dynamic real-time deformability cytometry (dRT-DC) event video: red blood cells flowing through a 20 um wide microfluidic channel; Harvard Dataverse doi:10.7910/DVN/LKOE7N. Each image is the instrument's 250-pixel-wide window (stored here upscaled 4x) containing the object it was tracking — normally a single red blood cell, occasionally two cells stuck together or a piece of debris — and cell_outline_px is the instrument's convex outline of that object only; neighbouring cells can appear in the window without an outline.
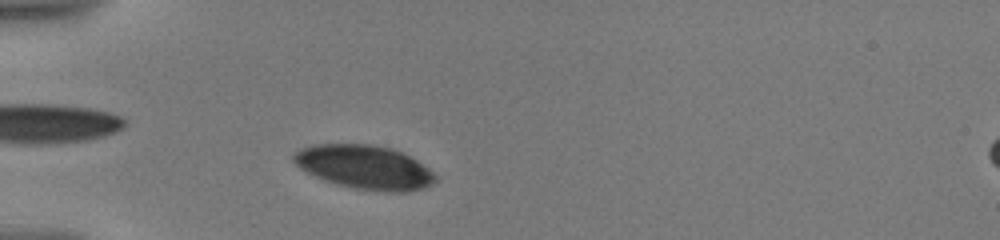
{"species": "human", "species_latin": "Homo sapiens", "temperature_condition": "warm", "stored_images_in_passage": 38, "camera_frame_rate_fps": 3000, "um_per_image_px": 0.085, "donor": {"sex": "male"}, "frame": {"image": 1, "passage_image": 6, "time_ms": 2.0, "image_size_px": [1000, 240], "cell_outline_px": [[436, 180], [432, 184], [424, 188], [408, 192], [376, 192], [352, 188], [336, 184], [324, 180], [300, 168], [292, 160], [292, 156], [300, 148], [312, 144], [372, 144], [392, 148], [416, 160], [428, 168], [436, 176]], "centroid_in_image_um": [30.98, 14.22], "position_along_channel_um": 54.0, "area_um2": 36.41}}
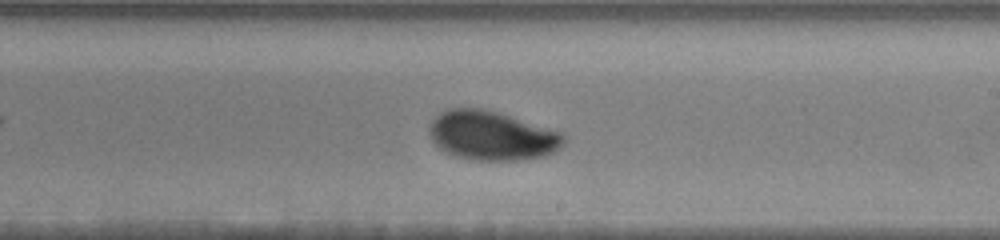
{"frame": {"image": 2, "passage_image": 23, "time_ms": 8.0, "image_size_px": [1000, 240], "cell_outline_px": [[564, 140], [560, 148], [544, 156], [516, 160], [472, 160], [456, 156], [444, 152], [432, 140], [428, 132], [428, 128], [432, 120], [440, 112], [448, 108], [484, 108], [560, 132], [564, 136]], "centroid_in_image_um": [41.74, 11.53], "position_along_channel_um": 247.3, "area_um2": 38.26}}
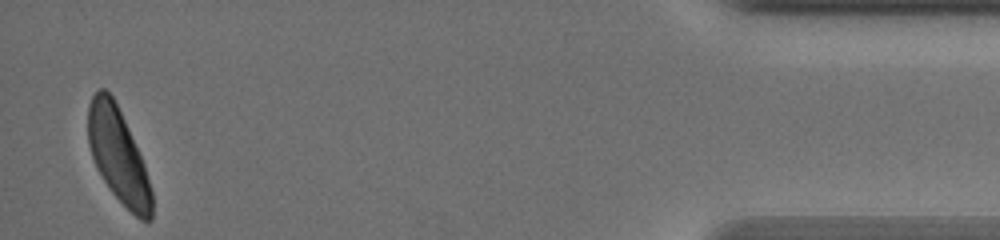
{"frame": {"image": 3, "passage_image": 38, "time_ms": 15.0, "image_size_px": [1000, 240], "cell_outline_px": [[152, 220], [140, 220], [112, 192], [96, 168], [88, 144], [88, 104], [92, 96], [100, 88], [104, 88], [112, 96], [124, 120], [144, 164], [152, 192]], "centroid_in_image_um": [10.03, 13.21], "position_along_channel_um": 425.2, "area_um2": 34.33}, "authors_computed_cell_mechanics": {"area_um2": 37.4255, "velocity_mm_per_s": 3.5185, "shape_relaxation_time_tau1_ms": 2.3216, "shape_relaxation_time_tau2_ms": null, "deformation_change_tau1": 0.1187, "deformation_change_tau2": null}}